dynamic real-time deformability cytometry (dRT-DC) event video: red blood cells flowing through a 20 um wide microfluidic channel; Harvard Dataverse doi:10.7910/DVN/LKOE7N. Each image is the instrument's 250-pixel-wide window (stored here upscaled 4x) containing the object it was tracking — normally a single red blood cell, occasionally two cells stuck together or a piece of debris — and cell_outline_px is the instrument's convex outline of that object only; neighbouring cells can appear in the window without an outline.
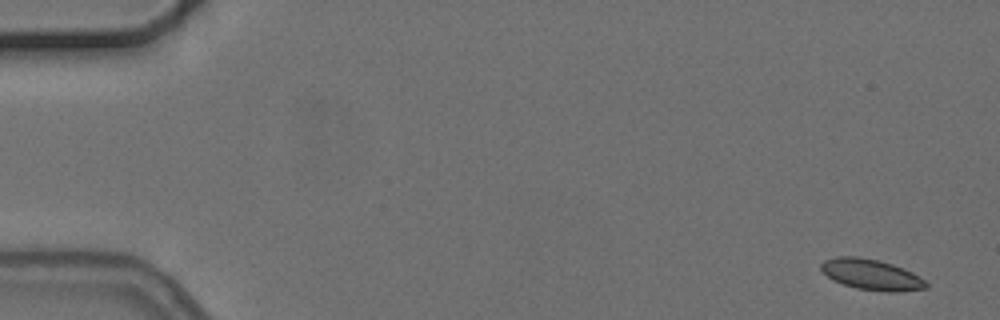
{"species": "common noctule bat (a hibernating species)", "species_latin": "Nyctalus noctula", "temperature_condition": "cold", "stored_images_in_passage": 4, "camera_frame_rate_fps": 3000, "um_per_image_px": 0.085, "animal": {"sex": "female", "body_mass_g": 24.6, "forearm_length_mm": 56.2}, "frame": {"image": 1, "passage_image": 1, "time_ms": 0.0, "image_size_px": [1000, 320], "cell_outline_px": [[928, 288], [900, 292], [884, 292], [856, 288], [832, 280], [820, 268], [820, 264], [824, 260], [836, 256], [856, 256], [880, 260], [892, 264], [912, 272], [924, 280], [928, 284]], "centroid_in_image_um": [74.07, 23.34], "position_along_channel_um": 10.9, "area_um2": 18.9}}